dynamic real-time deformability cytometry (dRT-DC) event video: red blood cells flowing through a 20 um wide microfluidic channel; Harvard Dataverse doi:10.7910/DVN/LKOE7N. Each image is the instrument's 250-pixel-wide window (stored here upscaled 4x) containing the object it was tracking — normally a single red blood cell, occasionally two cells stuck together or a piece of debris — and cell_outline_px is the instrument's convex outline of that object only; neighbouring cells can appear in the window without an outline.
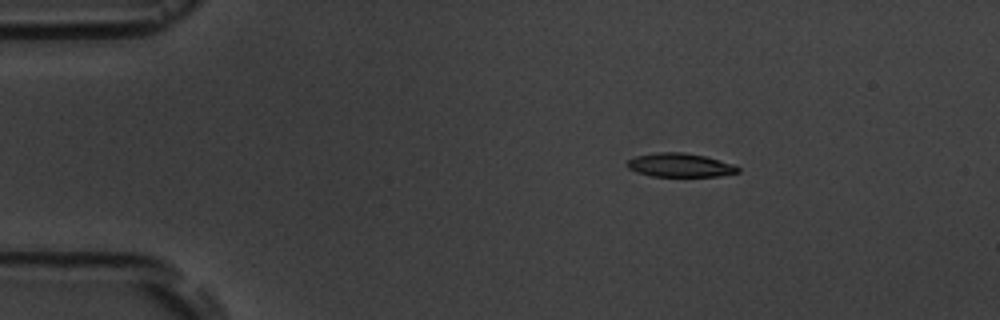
{"species": "common noctule bat (a hibernating species)", "species_latin": "Nyctalus noctula", "temperature_condition": "room temperature", "stored_images_in_passage": 5, "camera_frame_rate_fps": 3000, "um_per_image_px": 0.085, "animal": {"sex": "male", "body_mass_g": 19.5, "forearm_length_mm": 54.6}, "frame": {"image": 1, "passage_image": 3, "time_ms": 2.333, "image_size_px": [1000, 320], "cell_outline_px": [[740, 172], [720, 176], [652, 176], [636, 172], [628, 168], [628, 160], [636, 156], [656, 152], [684, 152], [704, 156], [736, 164], [740, 168]], "centroid_in_image_um": [57.85, 14.03], "position_along_channel_um": 27.2, "area_um2": 15.37}}